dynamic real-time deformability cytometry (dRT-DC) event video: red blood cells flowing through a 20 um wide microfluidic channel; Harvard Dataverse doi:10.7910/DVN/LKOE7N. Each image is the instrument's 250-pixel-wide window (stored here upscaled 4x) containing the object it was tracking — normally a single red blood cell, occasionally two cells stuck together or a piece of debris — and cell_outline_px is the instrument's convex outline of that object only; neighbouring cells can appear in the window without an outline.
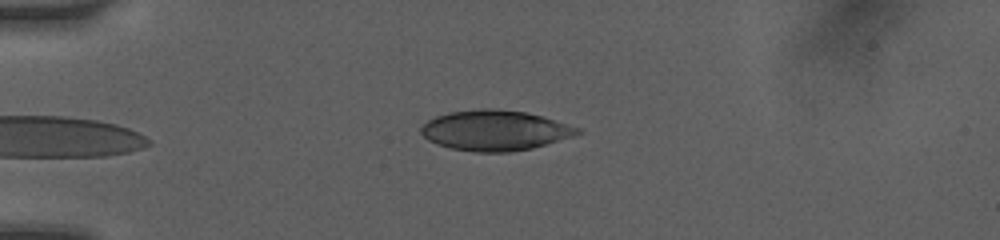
{"species": "human", "species_latin": "Homo sapiens", "temperature_condition": "room temperature", "stored_images_in_passage": 6, "camera_frame_rate_fps": 3000, "um_per_image_px": 0.085, "donor": {"sex": "female"}, "frame": {"image": 1, "passage_image": 6, "time_ms": 4.333, "image_size_px": [1000, 240], "cell_outline_px": [[584, 132], [576, 136], [532, 148], [512, 152], [476, 152], [452, 148], [436, 144], [428, 140], [420, 132], [420, 128], [428, 120], [436, 116], [448, 112], [484, 108], [492, 108], [524, 112], [544, 116], [580, 128]], "centroid_in_image_um": [42.11, 11.08], "position_along_channel_um": 42.9, "area_um2": 36.93}}